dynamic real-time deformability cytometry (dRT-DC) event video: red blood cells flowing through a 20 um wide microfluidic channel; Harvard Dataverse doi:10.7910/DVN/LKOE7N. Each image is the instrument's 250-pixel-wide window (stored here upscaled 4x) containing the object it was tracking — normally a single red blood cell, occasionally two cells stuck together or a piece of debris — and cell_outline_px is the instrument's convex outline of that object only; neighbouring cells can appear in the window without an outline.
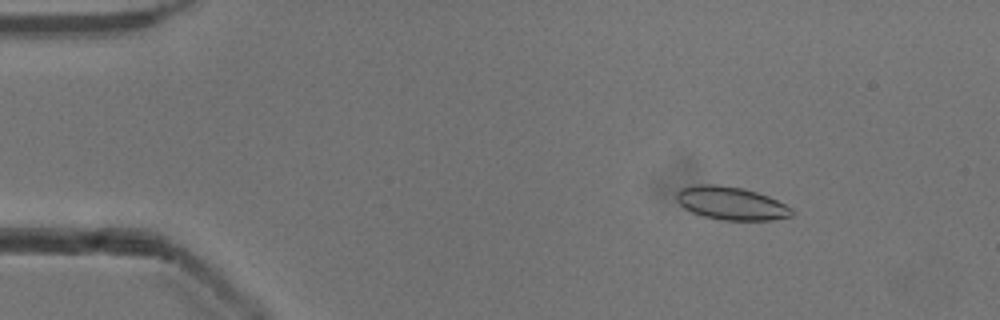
{"species": "common noctule bat (a hibernating species)", "species_latin": "Nyctalus noctula", "temperature_condition": "cold", "stored_images_in_passage": 53, "camera_frame_rate_fps": 3000, "um_per_image_px": 0.085, "animal": {"sex": "male", "body_mass_g": 13.3}, "frame": {"image": 1, "passage_image": 8, "time_ms": 2.333, "image_size_px": [1000, 320], "cell_outline_px": [[792, 216], [772, 220], [720, 220], [704, 216], [692, 212], [684, 208], [676, 200], [676, 192], [680, 188], [692, 184], [716, 184], [744, 188], [768, 196], [792, 208]], "centroid_in_image_um": [62.1, 17.27], "position_along_channel_um": 22.9, "area_um2": 22.37}}
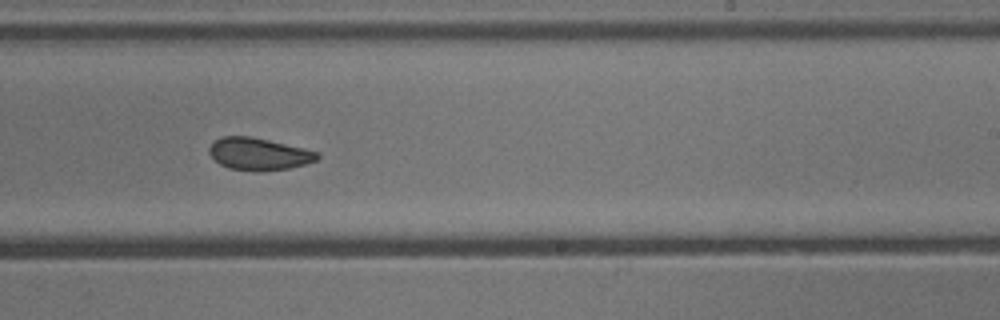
{"frame": {"image": 2, "passage_image": 33, "time_ms": 10.667, "image_size_px": [1000, 320], "cell_outline_px": [[320, 156], [316, 160], [304, 164], [288, 168], [260, 172], [256, 172], [228, 168], [220, 164], [208, 152], [208, 148], [220, 136], [248, 136], [268, 140], [316, 152]], "centroid_in_image_um": [21.94, 13.1], "position_along_channel_um": 267.1, "area_um2": 20.0}}
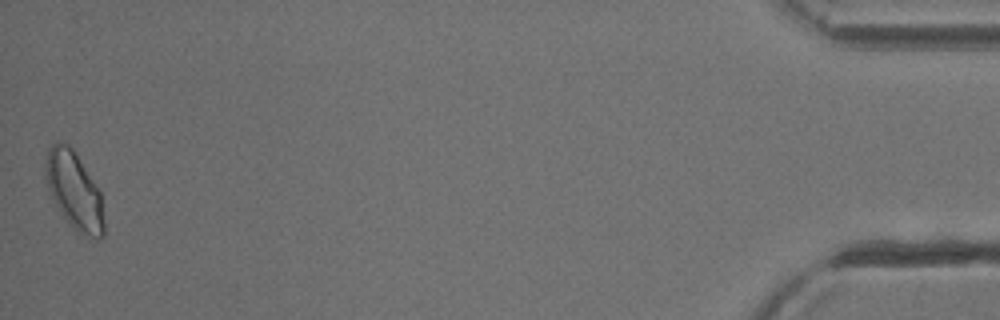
{"frame": {"image": 3, "passage_image": 53, "time_ms": 17.333, "image_size_px": [1000, 320], "cell_outline_px": [[104, 236], [100, 240], [96, 240], [76, 232], [68, 224], [48, 192], [44, 176], [44, 164], [48, 148], [56, 140], [60, 140], [68, 144], [72, 148], [100, 192], [104, 220]], "centroid_in_image_um": [6.27, 16.23], "position_along_channel_um": 428.9, "area_um2": 26.82}, "authors_computed_cell_mechanics": {"area_um2": 21.5594, "velocity_mm_per_s": 3.8888, "shape_relaxation_time_tau1_ms": null, "shape_relaxation_time_tau2_ms": 1.7411, "deformation_change_tau1": null, "deformation_change_tau2": 0.0611}}